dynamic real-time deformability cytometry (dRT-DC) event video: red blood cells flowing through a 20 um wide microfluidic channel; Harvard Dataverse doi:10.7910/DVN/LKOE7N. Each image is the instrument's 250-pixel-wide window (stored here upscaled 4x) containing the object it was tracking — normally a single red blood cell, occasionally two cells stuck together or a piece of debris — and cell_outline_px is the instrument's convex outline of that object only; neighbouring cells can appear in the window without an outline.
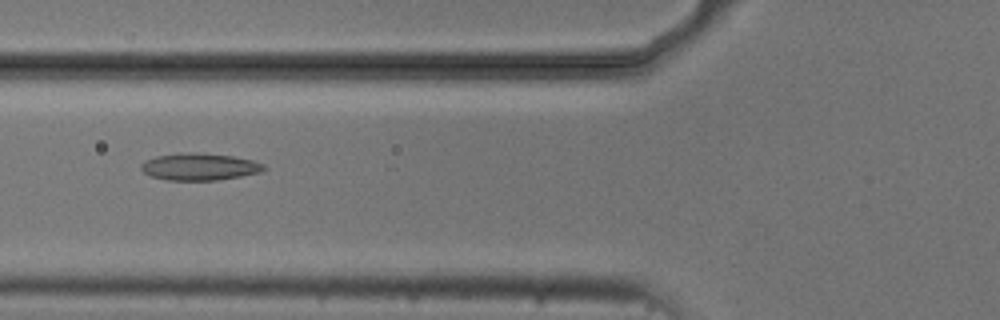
{"species": "common noctule bat (a hibernating species)", "species_latin": "Nyctalus noctula", "temperature_condition": "cold", "stored_images_in_passage": 8, "camera_frame_rate_fps": 3000, "um_per_image_px": 0.085, "animal": {"sex": "male", "body_mass_g": 20.5, "forearm_length_mm": 52.5}, "frame": {"image": 1, "passage_image": 6, "time_ms": 6.333, "image_size_px": [1000, 320], "cell_outline_px": [[264, 168], [260, 172], [240, 176], [216, 180], [168, 180], [152, 176], [144, 172], [140, 168], [140, 164], [144, 160], [156, 156], [188, 152], [204, 152], [232, 156], [252, 160], [264, 164]], "centroid_in_image_um": [16.93, 14.16], "position_along_channel_um": 108.9, "area_um2": 19.31}}
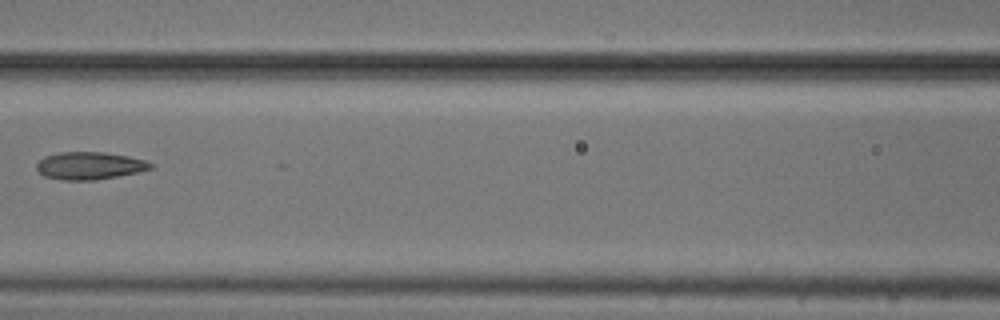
{"frame": {"image": 2, "passage_image": 7, "time_ms": 7.667, "image_size_px": [1000, 320], "cell_outline_px": [[152, 168], [140, 172], [96, 180], [60, 180], [44, 176], [36, 168], [36, 164], [44, 156], [60, 152], [104, 152], [128, 156], [148, 160], [152, 164]], "centroid_in_image_um": [7.63, 14.08], "position_along_channel_um": 159.0, "area_um2": 18.44}}
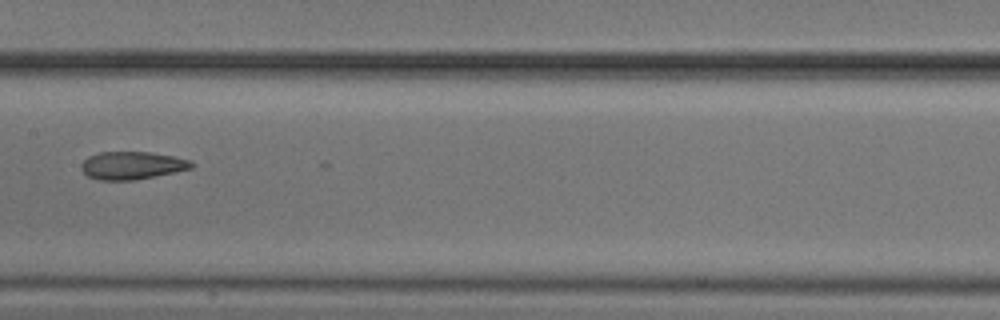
{"frame": {"image": 3, "passage_image": 8, "time_ms": 8.667, "image_size_px": [1000, 320], "cell_outline_px": [[196, 164], [192, 168], [156, 176], [136, 180], [100, 180], [88, 176], [80, 168], [80, 164], [88, 156], [100, 152], [148, 152], [176, 156], [192, 160]], "centroid_in_image_um": [11.25, 14.06], "position_along_channel_um": 196.1, "area_um2": 18.03}}